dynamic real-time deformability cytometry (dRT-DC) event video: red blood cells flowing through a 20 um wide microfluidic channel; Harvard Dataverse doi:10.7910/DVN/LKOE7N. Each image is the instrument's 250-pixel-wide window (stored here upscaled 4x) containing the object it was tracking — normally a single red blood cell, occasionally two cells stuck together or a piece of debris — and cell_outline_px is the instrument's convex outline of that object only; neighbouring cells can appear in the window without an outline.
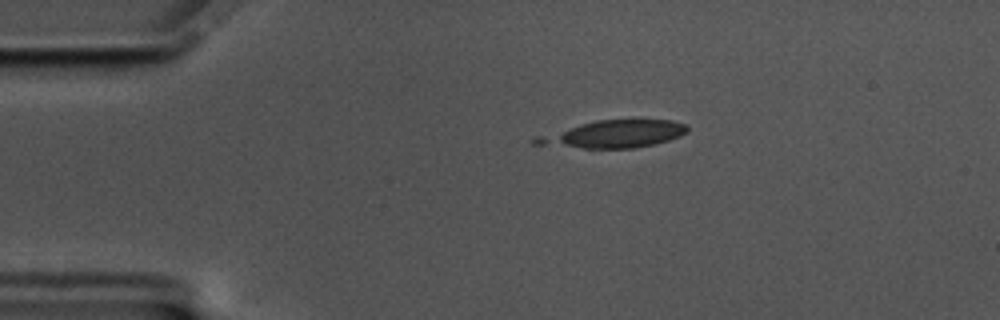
{"species": "common noctule bat (a hibernating species)", "species_latin": "Nyctalus noctula", "temperature_condition": "cold", "stored_images_in_passage": 4, "camera_frame_rate_fps": 3000, "um_per_image_px": 0.085, "animal": {"sex": "male", "body_mass_g": 17.5, "forearm_length_mm": 52.3}, "frame": {"image": 1, "passage_image": 1, "time_ms": 0.0, "image_size_px": [1000, 320], "cell_outline_px": [[688, 132], [680, 136], [656, 144], [636, 148], [584, 148], [532, 144], [532, 140], [536, 136], [580, 124], [596, 120], [672, 120], [684, 124], [688, 128]], "centroid_in_image_um": [52.17, 11.4], "position_along_channel_um": 32.8, "area_um2": 24.04}}